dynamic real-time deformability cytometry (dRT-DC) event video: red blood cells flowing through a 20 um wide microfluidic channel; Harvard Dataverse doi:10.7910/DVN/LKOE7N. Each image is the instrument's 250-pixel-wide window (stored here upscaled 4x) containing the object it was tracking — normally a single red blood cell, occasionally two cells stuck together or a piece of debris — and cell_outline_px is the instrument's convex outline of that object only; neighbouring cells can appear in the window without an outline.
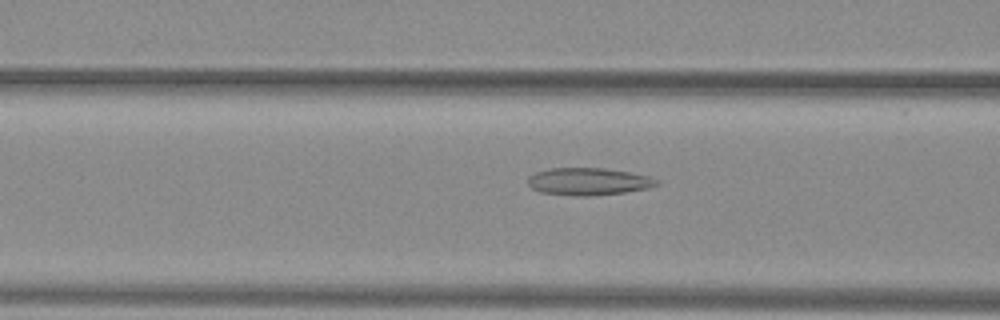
{"species": "common noctule bat (a hibernating species)", "species_latin": "Nyctalus noctula", "temperature_condition": "warm", "stored_images_in_passage": 42, "camera_frame_rate_fps": 3000, "um_per_image_px": 0.085, "animal": {"sex": "female", "body_mass_g": 29.2, "forearm_length_mm": 56.3}, "frame": {"image": 1, "passage_image": 11, "time_ms": 3.333, "image_size_px": [1000, 320], "cell_outline_px": [[660, 184], [648, 188], [624, 192], [592, 196], [572, 196], [540, 192], [532, 188], [528, 184], [528, 176], [536, 172], [552, 168], [604, 168], [628, 172], [648, 176], [660, 180]], "centroid_in_image_um": [50.02, 15.43], "position_along_channel_um": 116.6, "area_um2": 20.58}}
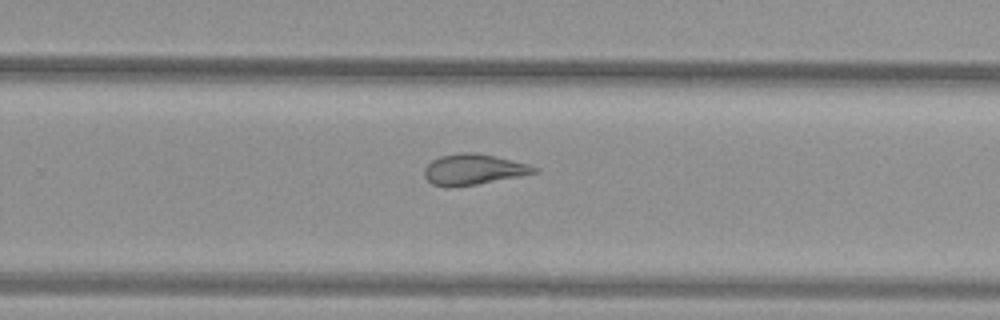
{"frame": {"image": 2, "passage_image": 24, "time_ms": 7.667, "image_size_px": [1000, 320], "cell_outline_px": [[540, 168], [536, 172], [520, 176], [476, 184], [452, 188], [444, 188], [432, 184], [424, 176], [424, 168], [432, 160], [440, 156], [460, 152], [476, 152], [496, 156], [528, 164]], "centroid_in_image_um": [40.21, 14.4], "position_along_channel_um": 289.6, "area_um2": 19.83}}
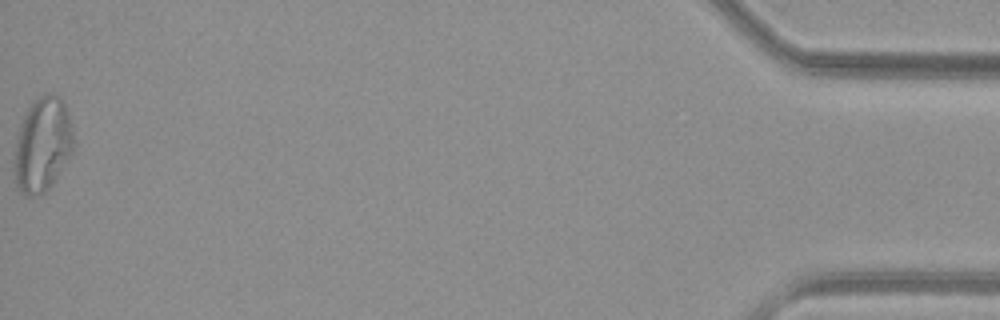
{"frame": {"image": 3, "passage_image": 42, "time_ms": 13.667, "image_size_px": [1000, 320], "cell_outline_px": [[72, 152], [52, 184], [44, 192], [36, 196], [24, 196], [16, 188], [12, 168], [16, 140], [20, 124], [28, 108], [40, 96], [48, 92], [52, 92], [60, 96], [68, 112], [72, 132]], "centroid_in_image_um": [3.57, 12.33], "position_along_channel_um": 431.6, "area_um2": 32.71}, "authors_computed_cell_mechanics": {"area_um2": 21.7328, "velocity_mm_per_s": 3.9917, "shape_relaxation_time_tau1_ms": null, "shape_relaxation_time_tau2_ms": 2.3485, "deformation_change_tau1": null, "deformation_change_tau2": 0.1095}}